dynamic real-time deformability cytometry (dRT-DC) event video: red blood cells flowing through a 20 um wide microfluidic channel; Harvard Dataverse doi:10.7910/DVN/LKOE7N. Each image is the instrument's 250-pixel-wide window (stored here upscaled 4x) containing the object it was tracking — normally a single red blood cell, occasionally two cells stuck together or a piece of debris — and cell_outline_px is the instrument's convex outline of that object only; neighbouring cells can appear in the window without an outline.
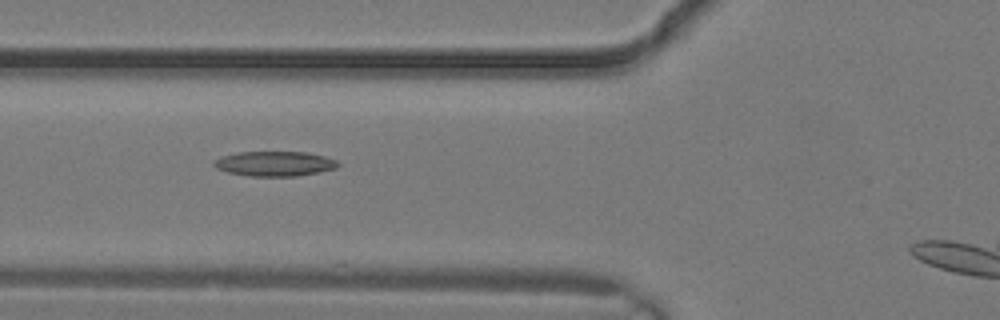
{"species": "common noctule bat (a hibernating species)", "species_latin": "Nyctalus noctula", "temperature_condition": "warm", "stored_images_in_passage": 3, "camera_frame_rate_fps": 3000, "um_per_image_px": 0.085, "animal": {"sex": "male", "body_mass_g": 19.2, "forearm_length_mm": 51.8}, "frame": {"image": 1, "passage_image": 3, "time_ms": 0.667, "image_size_px": [1000, 320], "cell_outline_px": [[340, 164], [336, 168], [320, 172], [296, 176], [248, 176], [228, 172], [216, 168], [212, 164], [212, 160], [220, 156], [236, 152], [308, 152], [324, 156], [336, 160]], "centroid_in_image_um": [23.31, 13.91], "position_along_channel_um": 102.5, "area_um2": 18.15}}